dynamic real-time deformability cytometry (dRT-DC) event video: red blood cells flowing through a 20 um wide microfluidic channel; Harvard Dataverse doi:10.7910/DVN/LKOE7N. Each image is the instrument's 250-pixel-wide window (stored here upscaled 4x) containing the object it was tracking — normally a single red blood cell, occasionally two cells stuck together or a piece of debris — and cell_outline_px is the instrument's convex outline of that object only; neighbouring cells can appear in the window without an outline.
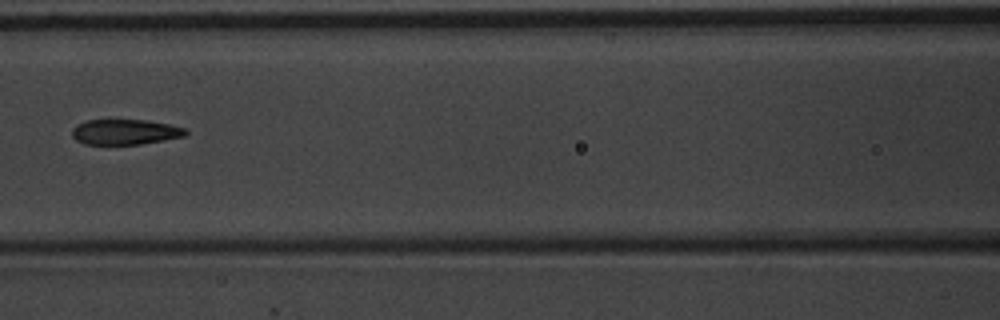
{"species": "common noctule bat (a hibernating species)", "species_latin": "Nyctalus noctula", "temperature_condition": "warm", "stored_images_in_passage": 7, "camera_frame_rate_fps": 3000, "um_per_image_px": 0.085, "animal": {"sex": "male", "body_mass_g": 20.1, "forearm_length_mm": 53.5}, "frame": {"image": 1, "passage_image": 6, "time_ms": 1.667, "image_size_px": [1000, 320], "cell_outline_px": [[188, 132], [184, 136], [164, 140], [140, 144], [84, 144], [76, 140], [72, 136], [72, 128], [76, 124], [88, 120], [144, 120], [168, 124], [184, 128]], "centroid_in_image_um": [10.59, 11.22], "position_along_channel_um": 156.0, "area_um2": 16.65}}
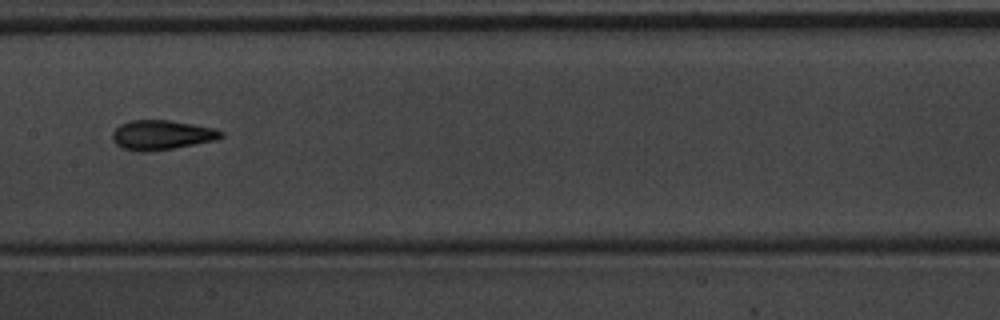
{"frame": {"image": 2, "passage_image": 7, "time_ms": 2.0, "image_size_px": [1000, 320], "cell_outline_px": [[224, 136], [216, 140], [172, 148], [144, 152], [124, 148], [116, 144], [112, 140], [112, 132], [120, 124], [132, 120], [168, 120], [192, 124], [212, 128], [224, 132]], "centroid_in_image_um": [13.73, 11.46], "position_along_channel_um": 193.7, "area_um2": 18.5}}